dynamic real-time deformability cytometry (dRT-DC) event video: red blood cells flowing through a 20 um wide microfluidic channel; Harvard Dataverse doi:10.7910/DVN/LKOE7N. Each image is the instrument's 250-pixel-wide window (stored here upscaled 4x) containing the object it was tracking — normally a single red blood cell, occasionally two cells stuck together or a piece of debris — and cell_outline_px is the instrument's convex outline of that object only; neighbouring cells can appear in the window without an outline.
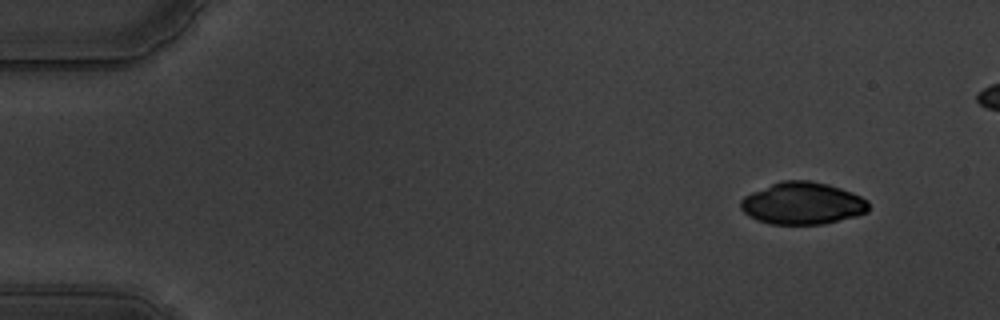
{"species": "common noctule bat (a hibernating species)", "species_latin": "Nyctalus noctula", "temperature_condition": "warm", "stored_images_in_passage": 51, "camera_frame_rate_fps": 3000, "um_per_image_px": 0.085, "animal": {"sex": "male", "body_mass_g": 19.5, "forearm_length_mm": 54.6}, "frame": {"image": 1, "passage_image": 1, "time_ms": 0.0, "image_size_px": [1000, 320], "cell_outline_px": [[868, 212], [856, 216], [824, 224], [768, 224], [756, 220], [748, 216], [740, 208], [740, 200], [744, 196], [752, 192], [780, 180], [812, 180], [828, 184], [852, 192], [868, 200]], "centroid_in_image_um": [68.2, 17.28], "position_along_channel_um": 16.8, "area_um2": 31.67}}